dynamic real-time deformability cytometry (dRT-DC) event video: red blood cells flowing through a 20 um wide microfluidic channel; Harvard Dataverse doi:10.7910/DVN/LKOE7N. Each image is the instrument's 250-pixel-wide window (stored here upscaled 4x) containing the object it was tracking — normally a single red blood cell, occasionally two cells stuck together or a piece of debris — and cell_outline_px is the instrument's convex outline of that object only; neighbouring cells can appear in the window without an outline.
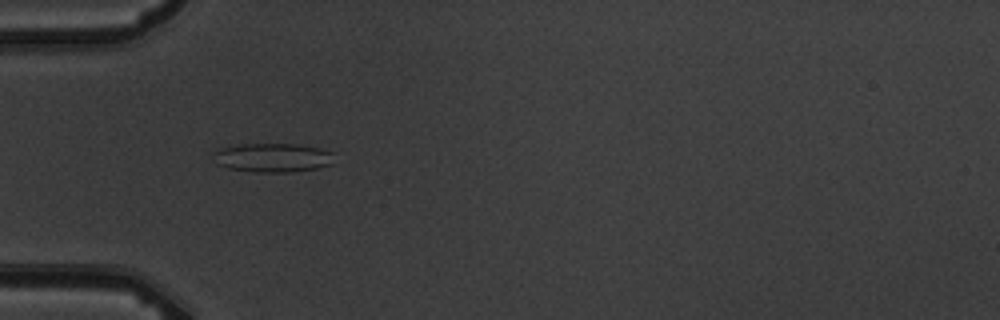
{"species": "common noctule bat (a hibernating species)", "species_latin": "Nyctalus noctula", "temperature_condition": "warm", "stored_images_in_passage": 6, "camera_frame_rate_fps": 3000, "um_per_image_px": 0.085, "animal": {"sex": "male", "body_mass_g": 19.5, "forearm_length_mm": 54.6}, "frame": {"image": 1, "passage_image": 5, "time_ms": 5.667, "image_size_px": [1000, 320], "cell_outline_px": [[332, 164], [316, 168], [288, 172], [256, 172], [228, 168], [216, 164], [216, 152], [220, 148], [240, 144], [296, 144], [320, 148], [332, 152]], "centroid_in_image_um": [23.19, 13.4], "position_along_channel_um": 61.8, "area_um2": 20.11}}